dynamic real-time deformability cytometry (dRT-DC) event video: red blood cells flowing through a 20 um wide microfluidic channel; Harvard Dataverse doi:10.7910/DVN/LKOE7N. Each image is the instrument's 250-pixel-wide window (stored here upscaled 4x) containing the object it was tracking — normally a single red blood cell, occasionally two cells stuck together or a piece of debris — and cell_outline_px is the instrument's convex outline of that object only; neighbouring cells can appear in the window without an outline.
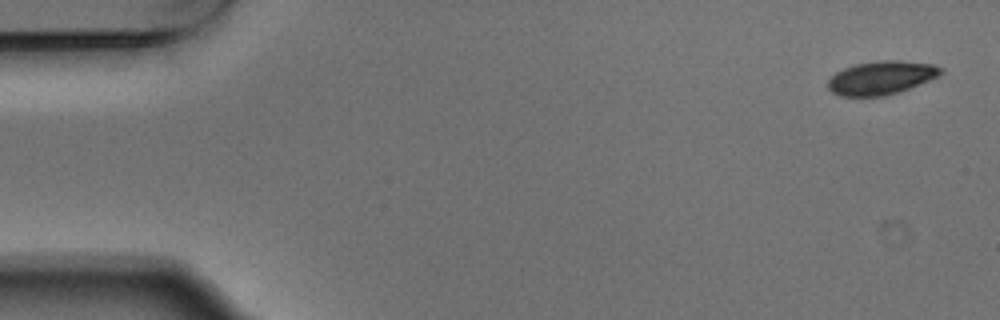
{"species": "Egyptian fruit bat (a non-hibernating species)", "species_latin": "Rousettus aegyptiacus", "temperature_condition": "warm", "stored_images_in_passage": 4, "camera_frame_rate_fps": 3000, "um_per_image_px": 0.085, "animal": {"sex": "male"}, "frame": {"image": 1, "passage_image": 1, "time_ms": 0.0, "image_size_px": [1000, 320], "cell_outline_px": [[944, 72], [940, 76], [908, 88], [884, 96], [840, 96], [832, 92], [828, 88], [828, 80], [836, 72], [844, 68], [856, 64], [876, 60], [900, 60], [932, 64], [944, 68]], "centroid_in_image_um": [74.92, 6.59], "position_along_channel_um": 10.1, "area_um2": 22.02}}
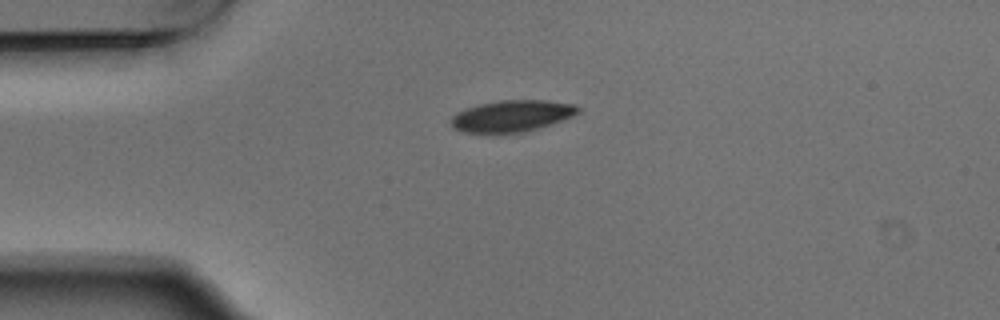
{"frame": {"image": 2, "passage_image": 4, "time_ms": 1.0, "image_size_px": [1000, 320], "cell_outline_px": [[580, 112], [572, 116], [540, 128], [524, 132], [464, 132], [452, 128], [452, 116], [456, 112], [464, 108], [480, 104], [500, 100], [544, 100], [576, 104], [580, 108]], "centroid_in_image_um": [43.52, 9.84], "position_along_channel_um": 41.5, "area_um2": 23.24}}